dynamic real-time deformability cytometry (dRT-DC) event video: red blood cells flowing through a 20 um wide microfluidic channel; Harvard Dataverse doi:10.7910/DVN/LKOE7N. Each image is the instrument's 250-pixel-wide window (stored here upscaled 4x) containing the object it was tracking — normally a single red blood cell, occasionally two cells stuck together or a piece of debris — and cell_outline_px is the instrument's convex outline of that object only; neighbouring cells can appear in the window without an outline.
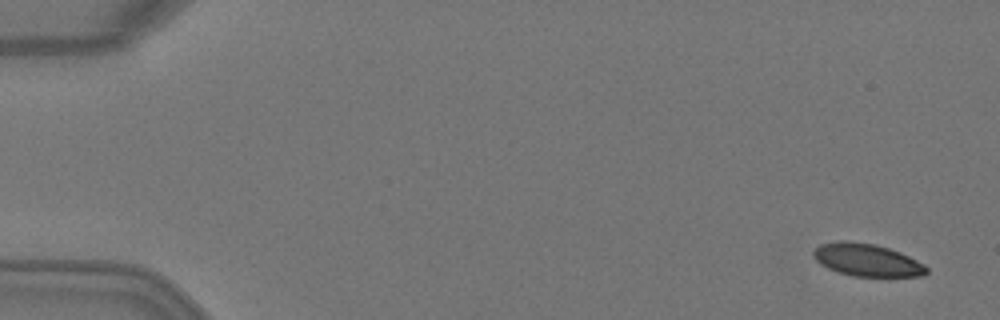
{"species": "Egyptian fruit bat (a non-hibernating species)", "species_latin": "Rousettus aegyptiacus", "temperature_condition": "warm", "stored_images_in_passage": 4, "camera_frame_rate_fps": 3000, "um_per_image_px": 0.085, "animal": {"sex": "female"}, "frame": {"image": 1, "passage_image": 1, "time_ms": 0.0, "image_size_px": [1000, 320], "cell_outline_px": [[928, 272], [924, 276], [852, 276], [828, 268], [820, 264], [812, 256], [812, 252], [820, 244], [840, 240], [848, 240], [876, 244], [900, 252], [924, 264], [928, 268]], "centroid_in_image_um": [73.68, 22.09], "position_along_channel_um": 11.3, "area_um2": 21.5}}